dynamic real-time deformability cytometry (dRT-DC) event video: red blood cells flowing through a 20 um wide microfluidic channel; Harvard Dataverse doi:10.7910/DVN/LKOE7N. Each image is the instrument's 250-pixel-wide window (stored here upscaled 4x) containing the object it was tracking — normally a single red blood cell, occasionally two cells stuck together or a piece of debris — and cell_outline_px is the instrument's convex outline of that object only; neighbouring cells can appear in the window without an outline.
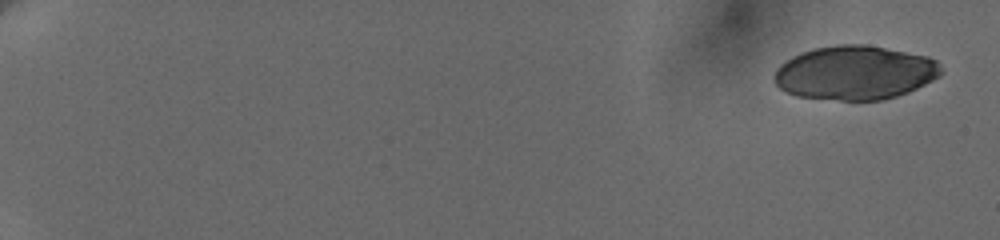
{"species": "human", "species_latin": "Homo sapiens", "temperature_condition": "cold", "stored_images_in_passage": 11, "segment_of_instrument_passage": [1, 2], "camera_frame_rate_fps": 3000, "um_per_image_px": 0.085, "donor": {"sex": "female"}, "frame": {"image": 1, "passage_image": 1, "time_ms": 0.0, "image_size_px": [1000, 240], "cell_outline_px": [[944, 72], [940, 76], [908, 92], [896, 96], [880, 100], [840, 100], [796, 96], [780, 88], [776, 84], [772, 76], [776, 68], [780, 64], [804, 52], [816, 48], [840, 44], [864, 44], [928, 56], [936, 60], [940, 64]], "centroid_in_image_um": [72.69, 6.18], "position_along_channel_um": 12.3, "area_um2": 52.31}}
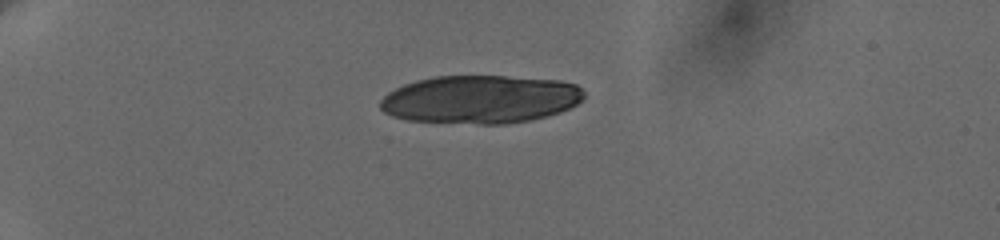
{"frame": {"image": 2, "passage_image": 6, "time_ms": 5.0, "image_size_px": [1000, 240], "cell_outline_px": [[584, 96], [576, 104], [560, 112], [548, 116], [532, 120], [504, 124], [480, 124], [408, 120], [392, 116], [384, 112], [380, 108], [380, 100], [388, 92], [404, 84], [416, 80], [436, 76], [504, 76], [560, 80], [576, 84], [584, 92]], "centroid_in_image_um": [40.82, 8.44], "position_along_channel_um": 44.2, "area_um2": 57.28}}